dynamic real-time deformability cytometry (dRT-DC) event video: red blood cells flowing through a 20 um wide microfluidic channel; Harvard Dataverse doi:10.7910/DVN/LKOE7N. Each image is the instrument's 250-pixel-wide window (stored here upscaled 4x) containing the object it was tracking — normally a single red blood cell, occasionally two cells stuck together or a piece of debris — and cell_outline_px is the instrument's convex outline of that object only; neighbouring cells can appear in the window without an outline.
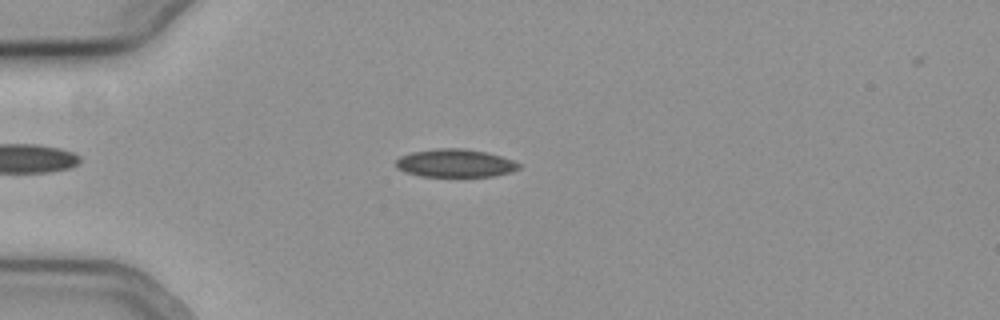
{"species": "common noctule bat (a hibernating species)", "species_latin": "Nyctalus noctula", "temperature_condition": "cold", "stored_images_in_passage": 41, "camera_frame_rate_fps": 3000, "um_per_image_px": 0.085, "animal": {"sex": "female", "body_mass_g": 19.3, "forearm_length_mm": 54.1}, "frame": {"image": 1, "passage_image": 5, "time_ms": 1.333, "image_size_px": [1000, 320], "cell_outline_px": [[520, 168], [512, 172], [496, 176], [420, 176], [404, 172], [396, 168], [396, 160], [400, 156], [412, 152], [440, 148], [464, 148], [484, 152], [500, 156], [512, 160], [520, 164]], "centroid_in_image_um": [38.68, 13.87], "position_along_channel_um": 46.3, "area_um2": 20.06}}
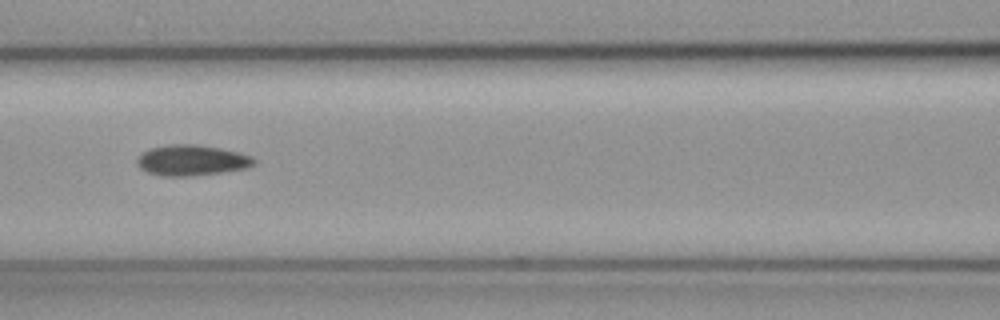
{"frame": {"image": 2, "passage_image": 15, "time_ms": 4.667, "image_size_px": [1000, 320], "cell_outline_px": [[256, 164], [244, 168], [220, 172], [192, 176], [160, 176], [148, 172], [140, 168], [136, 164], [136, 160], [144, 152], [152, 148], [168, 144], [196, 144], [220, 148], [252, 156], [256, 160]], "centroid_in_image_um": [16.28, 13.62], "position_along_channel_um": 150.3, "area_um2": 20.75}}
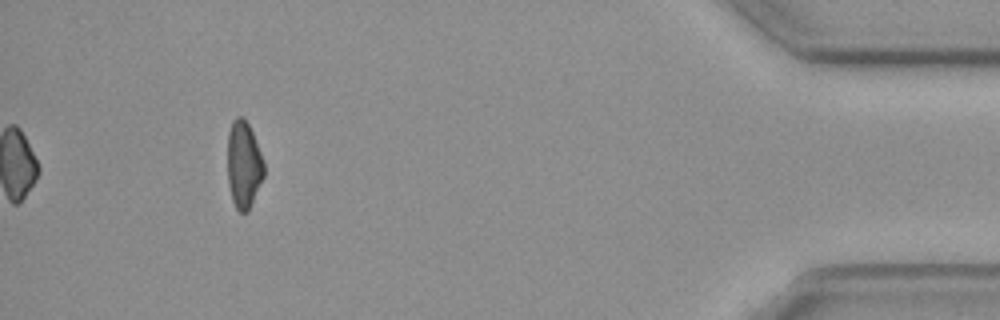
{"frame": {"image": 3, "passage_image": 41, "time_ms": 13.333, "image_size_px": [1000, 320], "cell_outline_px": [[264, 176], [248, 212], [240, 212], [236, 208], [232, 200], [228, 184], [228, 132], [232, 120], [236, 116], [244, 116], [252, 132], [264, 160]], "centroid_in_image_um": [20.71, 13.98], "position_along_channel_um": 414.5, "area_um2": 18.61}, "authors_computed_cell_mechanics": {"area_um2": 19.941, "velocity_mm_per_s": 3.7947, "shape_relaxation_time_tau1_ms": 5.9291, "shape_relaxation_time_tau2_ms": null, "deformation_change_tau1": 0.1056, "deformation_change_tau2": null}}